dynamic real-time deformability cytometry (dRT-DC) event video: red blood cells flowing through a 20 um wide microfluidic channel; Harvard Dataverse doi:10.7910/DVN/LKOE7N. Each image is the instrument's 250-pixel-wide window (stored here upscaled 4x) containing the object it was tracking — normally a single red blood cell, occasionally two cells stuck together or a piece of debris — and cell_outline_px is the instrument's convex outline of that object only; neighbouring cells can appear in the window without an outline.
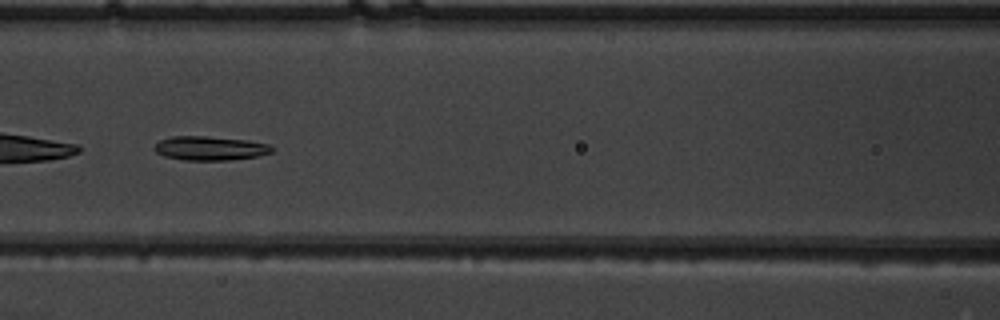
{"species": "common noctule bat (a hibernating species)", "species_latin": "Nyctalus noctula", "temperature_condition": "warm", "stored_images_in_passage": 52, "camera_frame_rate_fps": 3000, "um_per_image_px": 0.085, "animal": {"sex": "male", "body_mass_g": 19.5, "forearm_length_mm": 54.6}, "frame": {"image": 1, "passage_image": 25, "time_ms": 8.0, "image_size_px": [1000, 320], "cell_outline_px": [[276, 148], [272, 152], [260, 156], [228, 160], [184, 160], [164, 156], [156, 152], [152, 148], [160, 140], [172, 136], [204, 136], [248, 140], [268, 144]], "centroid_in_image_um": [17.87, 12.6], "position_along_channel_um": 148.7, "area_um2": 16.59}}
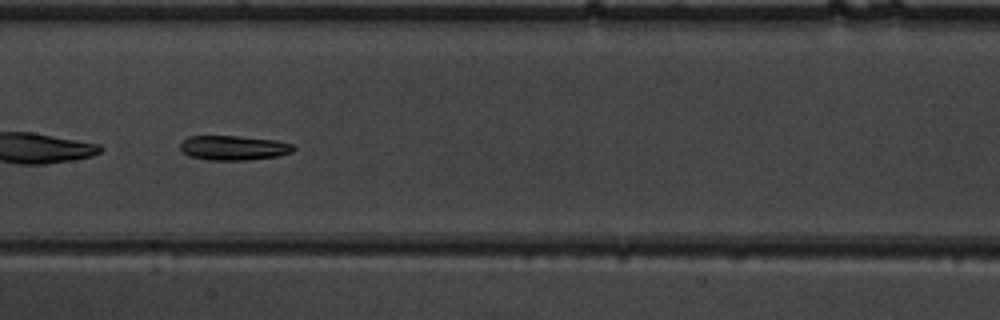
{"frame": {"image": 2, "passage_image": 28, "time_ms": 9.0, "image_size_px": [1000, 320], "cell_outline_px": [[296, 148], [292, 152], [276, 156], [244, 160], [208, 160], [188, 156], [180, 148], [180, 144], [188, 136], [240, 136], [276, 140], [292, 144]], "centroid_in_image_um": [19.85, 12.56], "position_along_channel_um": 187.6, "area_um2": 16.18}}
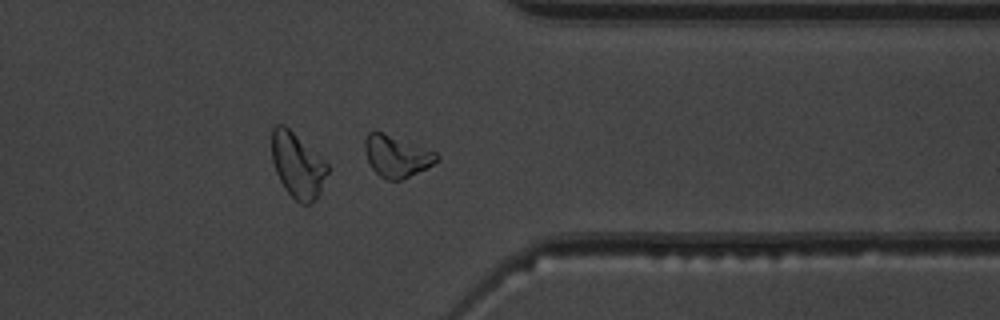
{"frame": {"image": 3, "passage_image": 43, "time_ms": 14.0, "image_size_px": [1000, 320], "cell_outline_px": [[440, 160], [400, 180], [388, 180], [380, 176], [372, 168], [368, 160], [364, 148], [364, 140], [368, 132], [380, 132], [436, 152], [440, 156]], "centroid_in_image_um": [33.69, 13.28], "position_along_channel_um": 377.7, "area_um2": 16.88}, "authors_computed_cell_mechanics": {"area_um2": 17.1088, "velocity_mm_per_s": 3.8795, "shape_relaxation_time_tau1_ms": 3.4781, "shape_relaxation_time_tau2_ms": 4.2053, "deformation_change_tau1": 0.1413, "deformation_change_tau2": 0.1159}}